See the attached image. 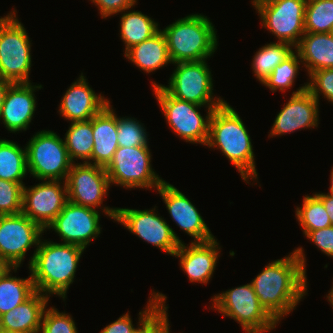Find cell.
Returning a JSON list of instances; mask_svg holds the SVG:
<instances>
[{"label":"cell","instance_id":"cell-20","mask_svg":"<svg viewBox=\"0 0 333 333\" xmlns=\"http://www.w3.org/2000/svg\"><path fill=\"white\" fill-rule=\"evenodd\" d=\"M86 77L79 78L67 88L59 105V114L70 122L87 121L100 113L110 101L88 86Z\"/></svg>","mask_w":333,"mask_h":333},{"label":"cell","instance_id":"cell-5","mask_svg":"<svg viewBox=\"0 0 333 333\" xmlns=\"http://www.w3.org/2000/svg\"><path fill=\"white\" fill-rule=\"evenodd\" d=\"M15 9L0 19V79L30 83L31 41Z\"/></svg>","mask_w":333,"mask_h":333},{"label":"cell","instance_id":"cell-18","mask_svg":"<svg viewBox=\"0 0 333 333\" xmlns=\"http://www.w3.org/2000/svg\"><path fill=\"white\" fill-rule=\"evenodd\" d=\"M173 221L187 233L193 242H206L214 239L210 229L184 193L164 181L157 189Z\"/></svg>","mask_w":333,"mask_h":333},{"label":"cell","instance_id":"cell-34","mask_svg":"<svg viewBox=\"0 0 333 333\" xmlns=\"http://www.w3.org/2000/svg\"><path fill=\"white\" fill-rule=\"evenodd\" d=\"M300 63L302 64L299 54L294 51L283 62L276 66L272 73L264 79L261 84L269 87L272 92L277 90L283 92L286 89H291L300 69Z\"/></svg>","mask_w":333,"mask_h":333},{"label":"cell","instance_id":"cell-17","mask_svg":"<svg viewBox=\"0 0 333 333\" xmlns=\"http://www.w3.org/2000/svg\"><path fill=\"white\" fill-rule=\"evenodd\" d=\"M319 101L307 90V83L293 91L277 114L269 136H281L300 129L318 127Z\"/></svg>","mask_w":333,"mask_h":333},{"label":"cell","instance_id":"cell-48","mask_svg":"<svg viewBox=\"0 0 333 333\" xmlns=\"http://www.w3.org/2000/svg\"><path fill=\"white\" fill-rule=\"evenodd\" d=\"M165 333H170V326L168 327V329Z\"/></svg>","mask_w":333,"mask_h":333},{"label":"cell","instance_id":"cell-2","mask_svg":"<svg viewBox=\"0 0 333 333\" xmlns=\"http://www.w3.org/2000/svg\"><path fill=\"white\" fill-rule=\"evenodd\" d=\"M42 240L34 250L28 267L35 289L49 297L54 294L65 300L85 249L75 244Z\"/></svg>","mask_w":333,"mask_h":333},{"label":"cell","instance_id":"cell-44","mask_svg":"<svg viewBox=\"0 0 333 333\" xmlns=\"http://www.w3.org/2000/svg\"><path fill=\"white\" fill-rule=\"evenodd\" d=\"M11 268L12 266L0 256V278Z\"/></svg>","mask_w":333,"mask_h":333},{"label":"cell","instance_id":"cell-10","mask_svg":"<svg viewBox=\"0 0 333 333\" xmlns=\"http://www.w3.org/2000/svg\"><path fill=\"white\" fill-rule=\"evenodd\" d=\"M28 172L38 180H66L72 166L64 140L50 130L36 132L26 144Z\"/></svg>","mask_w":333,"mask_h":333},{"label":"cell","instance_id":"cell-11","mask_svg":"<svg viewBox=\"0 0 333 333\" xmlns=\"http://www.w3.org/2000/svg\"><path fill=\"white\" fill-rule=\"evenodd\" d=\"M151 156L148 146H119L105 168L110 185L126 189H157L165 180L151 167Z\"/></svg>","mask_w":333,"mask_h":333},{"label":"cell","instance_id":"cell-33","mask_svg":"<svg viewBox=\"0 0 333 333\" xmlns=\"http://www.w3.org/2000/svg\"><path fill=\"white\" fill-rule=\"evenodd\" d=\"M333 29V0H307L305 32L331 33Z\"/></svg>","mask_w":333,"mask_h":333},{"label":"cell","instance_id":"cell-38","mask_svg":"<svg viewBox=\"0 0 333 333\" xmlns=\"http://www.w3.org/2000/svg\"><path fill=\"white\" fill-rule=\"evenodd\" d=\"M307 90L319 101L320 94L333 104V68L321 69L309 75Z\"/></svg>","mask_w":333,"mask_h":333},{"label":"cell","instance_id":"cell-43","mask_svg":"<svg viewBox=\"0 0 333 333\" xmlns=\"http://www.w3.org/2000/svg\"><path fill=\"white\" fill-rule=\"evenodd\" d=\"M12 84L13 83H11L9 81L0 79V110H1L2 104L4 102L7 90Z\"/></svg>","mask_w":333,"mask_h":333},{"label":"cell","instance_id":"cell-14","mask_svg":"<svg viewBox=\"0 0 333 333\" xmlns=\"http://www.w3.org/2000/svg\"><path fill=\"white\" fill-rule=\"evenodd\" d=\"M62 182L43 180L30 188L23 186L22 213L44 231L68 202L66 182Z\"/></svg>","mask_w":333,"mask_h":333},{"label":"cell","instance_id":"cell-42","mask_svg":"<svg viewBox=\"0 0 333 333\" xmlns=\"http://www.w3.org/2000/svg\"><path fill=\"white\" fill-rule=\"evenodd\" d=\"M314 195L323 203L333 226V197L326 193H314Z\"/></svg>","mask_w":333,"mask_h":333},{"label":"cell","instance_id":"cell-19","mask_svg":"<svg viewBox=\"0 0 333 333\" xmlns=\"http://www.w3.org/2000/svg\"><path fill=\"white\" fill-rule=\"evenodd\" d=\"M43 88L32 83H14L5 95L0 110V120L10 133L26 131L36 110L34 92Z\"/></svg>","mask_w":333,"mask_h":333},{"label":"cell","instance_id":"cell-22","mask_svg":"<svg viewBox=\"0 0 333 333\" xmlns=\"http://www.w3.org/2000/svg\"><path fill=\"white\" fill-rule=\"evenodd\" d=\"M92 130L94 146L90 164L106 168L119 147L117 115L110 103L92 118Z\"/></svg>","mask_w":333,"mask_h":333},{"label":"cell","instance_id":"cell-12","mask_svg":"<svg viewBox=\"0 0 333 333\" xmlns=\"http://www.w3.org/2000/svg\"><path fill=\"white\" fill-rule=\"evenodd\" d=\"M263 28L294 48L305 33V7L307 0H253Z\"/></svg>","mask_w":333,"mask_h":333},{"label":"cell","instance_id":"cell-41","mask_svg":"<svg viewBox=\"0 0 333 333\" xmlns=\"http://www.w3.org/2000/svg\"><path fill=\"white\" fill-rule=\"evenodd\" d=\"M135 329L136 327H134L131 316L128 312L104 327L100 333H133Z\"/></svg>","mask_w":333,"mask_h":333},{"label":"cell","instance_id":"cell-7","mask_svg":"<svg viewBox=\"0 0 333 333\" xmlns=\"http://www.w3.org/2000/svg\"><path fill=\"white\" fill-rule=\"evenodd\" d=\"M167 86L162 87L173 97L202 105L208 111L222 106L226 101L213 97V79L206 60L178 62Z\"/></svg>","mask_w":333,"mask_h":333},{"label":"cell","instance_id":"cell-36","mask_svg":"<svg viewBox=\"0 0 333 333\" xmlns=\"http://www.w3.org/2000/svg\"><path fill=\"white\" fill-rule=\"evenodd\" d=\"M23 185L0 179V215L22 213Z\"/></svg>","mask_w":333,"mask_h":333},{"label":"cell","instance_id":"cell-27","mask_svg":"<svg viewBox=\"0 0 333 333\" xmlns=\"http://www.w3.org/2000/svg\"><path fill=\"white\" fill-rule=\"evenodd\" d=\"M17 268L19 267H12L0 278V316L22 304L36 292L31 273L25 279L11 275L10 272H17Z\"/></svg>","mask_w":333,"mask_h":333},{"label":"cell","instance_id":"cell-3","mask_svg":"<svg viewBox=\"0 0 333 333\" xmlns=\"http://www.w3.org/2000/svg\"><path fill=\"white\" fill-rule=\"evenodd\" d=\"M206 146L220 149L246 183L256 181L258 173L250 135L238 113L227 102L212 112Z\"/></svg>","mask_w":333,"mask_h":333},{"label":"cell","instance_id":"cell-8","mask_svg":"<svg viewBox=\"0 0 333 333\" xmlns=\"http://www.w3.org/2000/svg\"><path fill=\"white\" fill-rule=\"evenodd\" d=\"M155 98L171 130L181 139L191 144H207L209 122L213 111H208L205 118L198 109L204 107L171 96L162 84L152 82Z\"/></svg>","mask_w":333,"mask_h":333},{"label":"cell","instance_id":"cell-35","mask_svg":"<svg viewBox=\"0 0 333 333\" xmlns=\"http://www.w3.org/2000/svg\"><path fill=\"white\" fill-rule=\"evenodd\" d=\"M117 141L121 147L148 146V135L134 117H117Z\"/></svg>","mask_w":333,"mask_h":333},{"label":"cell","instance_id":"cell-25","mask_svg":"<svg viewBox=\"0 0 333 333\" xmlns=\"http://www.w3.org/2000/svg\"><path fill=\"white\" fill-rule=\"evenodd\" d=\"M124 55L133 65L145 71L154 72L169 63L172 64L167 40L161 29L151 38L129 48Z\"/></svg>","mask_w":333,"mask_h":333},{"label":"cell","instance_id":"cell-37","mask_svg":"<svg viewBox=\"0 0 333 333\" xmlns=\"http://www.w3.org/2000/svg\"><path fill=\"white\" fill-rule=\"evenodd\" d=\"M40 333H78L76 324L70 314L59 312L54 307L45 309Z\"/></svg>","mask_w":333,"mask_h":333},{"label":"cell","instance_id":"cell-30","mask_svg":"<svg viewBox=\"0 0 333 333\" xmlns=\"http://www.w3.org/2000/svg\"><path fill=\"white\" fill-rule=\"evenodd\" d=\"M167 297L159 292H151L147 306L139 312L138 327L133 333H165L169 327L166 306Z\"/></svg>","mask_w":333,"mask_h":333},{"label":"cell","instance_id":"cell-1","mask_svg":"<svg viewBox=\"0 0 333 333\" xmlns=\"http://www.w3.org/2000/svg\"><path fill=\"white\" fill-rule=\"evenodd\" d=\"M303 251L298 247L265 265L251 282L260 304L277 322L290 314L308 292Z\"/></svg>","mask_w":333,"mask_h":333},{"label":"cell","instance_id":"cell-26","mask_svg":"<svg viewBox=\"0 0 333 333\" xmlns=\"http://www.w3.org/2000/svg\"><path fill=\"white\" fill-rule=\"evenodd\" d=\"M124 10L120 19V37L125 44V52L151 38L160 29L158 23L151 17L143 14L141 11Z\"/></svg>","mask_w":333,"mask_h":333},{"label":"cell","instance_id":"cell-31","mask_svg":"<svg viewBox=\"0 0 333 333\" xmlns=\"http://www.w3.org/2000/svg\"><path fill=\"white\" fill-rule=\"evenodd\" d=\"M293 49L295 48L286 42H271L259 48L252 60L253 76L262 83L276 66L294 52Z\"/></svg>","mask_w":333,"mask_h":333},{"label":"cell","instance_id":"cell-24","mask_svg":"<svg viewBox=\"0 0 333 333\" xmlns=\"http://www.w3.org/2000/svg\"><path fill=\"white\" fill-rule=\"evenodd\" d=\"M303 66L310 75L321 69L333 68V34L305 32L295 47Z\"/></svg>","mask_w":333,"mask_h":333},{"label":"cell","instance_id":"cell-16","mask_svg":"<svg viewBox=\"0 0 333 333\" xmlns=\"http://www.w3.org/2000/svg\"><path fill=\"white\" fill-rule=\"evenodd\" d=\"M99 220L98 210L68 201L46 230L53 229L63 243L75 244L86 249L101 233Z\"/></svg>","mask_w":333,"mask_h":333},{"label":"cell","instance_id":"cell-21","mask_svg":"<svg viewBox=\"0 0 333 333\" xmlns=\"http://www.w3.org/2000/svg\"><path fill=\"white\" fill-rule=\"evenodd\" d=\"M185 245L184 242L180 244L173 256L180 258V267L190 282L207 284L215 272L220 257L221 247L217 239Z\"/></svg>","mask_w":333,"mask_h":333},{"label":"cell","instance_id":"cell-13","mask_svg":"<svg viewBox=\"0 0 333 333\" xmlns=\"http://www.w3.org/2000/svg\"><path fill=\"white\" fill-rule=\"evenodd\" d=\"M44 230L23 213L0 216V256L20 267L26 252L39 244Z\"/></svg>","mask_w":333,"mask_h":333},{"label":"cell","instance_id":"cell-9","mask_svg":"<svg viewBox=\"0 0 333 333\" xmlns=\"http://www.w3.org/2000/svg\"><path fill=\"white\" fill-rule=\"evenodd\" d=\"M103 213L110 219L117 221L131 233L153 246L159 248L168 255L173 256L182 244V240L173 231L162 216L152 210H138L129 208L102 207Z\"/></svg>","mask_w":333,"mask_h":333},{"label":"cell","instance_id":"cell-46","mask_svg":"<svg viewBox=\"0 0 333 333\" xmlns=\"http://www.w3.org/2000/svg\"><path fill=\"white\" fill-rule=\"evenodd\" d=\"M326 298H327V300L330 302V304L333 307V286H332L330 292L327 294Z\"/></svg>","mask_w":333,"mask_h":333},{"label":"cell","instance_id":"cell-15","mask_svg":"<svg viewBox=\"0 0 333 333\" xmlns=\"http://www.w3.org/2000/svg\"><path fill=\"white\" fill-rule=\"evenodd\" d=\"M65 182L68 201L94 210L101 206L110 188L105 168L89 163H72Z\"/></svg>","mask_w":333,"mask_h":333},{"label":"cell","instance_id":"cell-29","mask_svg":"<svg viewBox=\"0 0 333 333\" xmlns=\"http://www.w3.org/2000/svg\"><path fill=\"white\" fill-rule=\"evenodd\" d=\"M64 143L67 148L69 159L84 160L83 163L90 164V158L93 151V130L92 119L87 121L71 122L65 133Z\"/></svg>","mask_w":333,"mask_h":333},{"label":"cell","instance_id":"cell-4","mask_svg":"<svg viewBox=\"0 0 333 333\" xmlns=\"http://www.w3.org/2000/svg\"><path fill=\"white\" fill-rule=\"evenodd\" d=\"M161 31L166 37L172 64L207 60L217 50V31L203 14H190Z\"/></svg>","mask_w":333,"mask_h":333},{"label":"cell","instance_id":"cell-23","mask_svg":"<svg viewBox=\"0 0 333 333\" xmlns=\"http://www.w3.org/2000/svg\"><path fill=\"white\" fill-rule=\"evenodd\" d=\"M49 298L36 291L25 302L0 316V328L19 333H39Z\"/></svg>","mask_w":333,"mask_h":333},{"label":"cell","instance_id":"cell-28","mask_svg":"<svg viewBox=\"0 0 333 333\" xmlns=\"http://www.w3.org/2000/svg\"><path fill=\"white\" fill-rule=\"evenodd\" d=\"M27 152L16 142L0 139V179L21 183L27 175Z\"/></svg>","mask_w":333,"mask_h":333},{"label":"cell","instance_id":"cell-39","mask_svg":"<svg viewBox=\"0 0 333 333\" xmlns=\"http://www.w3.org/2000/svg\"><path fill=\"white\" fill-rule=\"evenodd\" d=\"M94 3L101 17L106 19L114 14H118L123 12L126 9H132L133 6L136 4L137 0H90Z\"/></svg>","mask_w":333,"mask_h":333},{"label":"cell","instance_id":"cell-6","mask_svg":"<svg viewBox=\"0 0 333 333\" xmlns=\"http://www.w3.org/2000/svg\"><path fill=\"white\" fill-rule=\"evenodd\" d=\"M212 309L241 325L246 333H265L278 322L260 304L251 283L231 288L212 297Z\"/></svg>","mask_w":333,"mask_h":333},{"label":"cell","instance_id":"cell-32","mask_svg":"<svg viewBox=\"0 0 333 333\" xmlns=\"http://www.w3.org/2000/svg\"><path fill=\"white\" fill-rule=\"evenodd\" d=\"M301 207H296V219L306 236L310 231L332 226L323 203L313 194L303 198Z\"/></svg>","mask_w":333,"mask_h":333},{"label":"cell","instance_id":"cell-47","mask_svg":"<svg viewBox=\"0 0 333 333\" xmlns=\"http://www.w3.org/2000/svg\"><path fill=\"white\" fill-rule=\"evenodd\" d=\"M0 333H19V332H14V331H11V330H6V329H3V328H0Z\"/></svg>","mask_w":333,"mask_h":333},{"label":"cell","instance_id":"cell-40","mask_svg":"<svg viewBox=\"0 0 333 333\" xmlns=\"http://www.w3.org/2000/svg\"><path fill=\"white\" fill-rule=\"evenodd\" d=\"M306 237L324 254L333 257V226L310 231Z\"/></svg>","mask_w":333,"mask_h":333},{"label":"cell","instance_id":"cell-45","mask_svg":"<svg viewBox=\"0 0 333 333\" xmlns=\"http://www.w3.org/2000/svg\"><path fill=\"white\" fill-rule=\"evenodd\" d=\"M330 187H329V192L327 193L328 195H330L331 197H333V167L331 170V175H330Z\"/></svg>","mask_w":333,"mask_h":333}]
</instances>
